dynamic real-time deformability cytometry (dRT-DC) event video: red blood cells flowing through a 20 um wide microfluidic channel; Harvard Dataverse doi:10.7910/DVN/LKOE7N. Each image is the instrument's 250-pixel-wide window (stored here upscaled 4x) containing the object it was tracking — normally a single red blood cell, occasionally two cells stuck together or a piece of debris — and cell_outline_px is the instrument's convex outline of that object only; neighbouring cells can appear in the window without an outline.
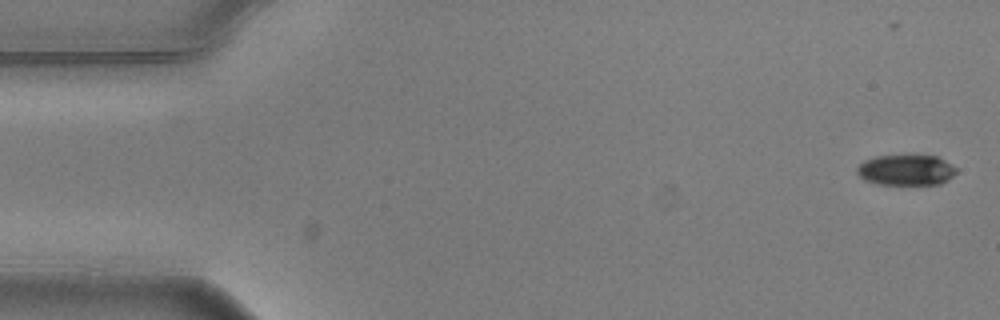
{"species": "common noctule bat (a hibernating species)", "species_latin": "Nyctalus noctula", "temperature_condition": "warm", "stored_images_in_passage": 5, "camera_frame_rate_fps": 3000, "um_per_image_px": 0.085, "animal": {"sex": "male", "body_mass_g": 20.5, "forearm_length_mm": 52.5}, "frame": {"image": 1, "passage_image": 1, "time_ms": 0.0, "image_size_px": [1000, 320], "cell_outline_px": [[956, 172], [948, 180], [940, 184], [876, 184], [864, 180], [856, 172], [856, 168], [864, 160], [876, 156], [912, 152], [936, 156], [944, 160], [956, 168]], "centroid_in_image_um": [76.99, 14.4], "position_along_channel_um": 8.0, "area_um2": 18.44}}
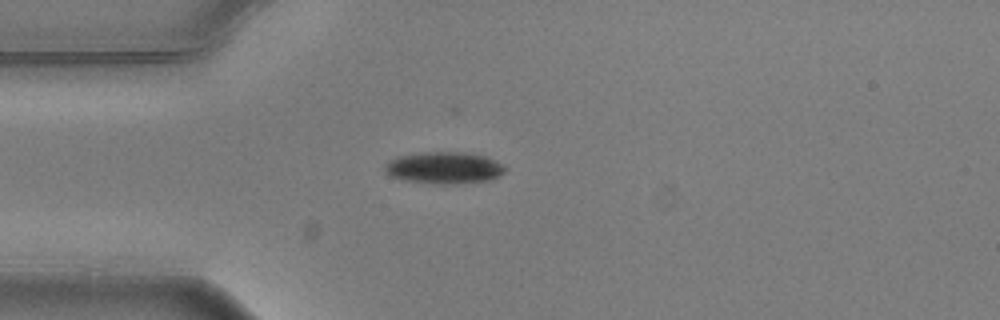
{"frame": {"image": 2, "passage_image": 4, "time_ms": 1.0, "image_size_px": [1000, 320], "cell_outline_px": [[504, 172], [500, 176], [492, 180], [456, 184], [440, 184], [408, 180], [388, 176], [384, 168], [384, 164], [388, 160], [396, 156], [424, 152], [464, 152], [484, 156], [504, 164]], "centroid_in_image_um": [37.74, 14.26], "position_along_channel_um": 47.3, "area_um2": 22.43}}